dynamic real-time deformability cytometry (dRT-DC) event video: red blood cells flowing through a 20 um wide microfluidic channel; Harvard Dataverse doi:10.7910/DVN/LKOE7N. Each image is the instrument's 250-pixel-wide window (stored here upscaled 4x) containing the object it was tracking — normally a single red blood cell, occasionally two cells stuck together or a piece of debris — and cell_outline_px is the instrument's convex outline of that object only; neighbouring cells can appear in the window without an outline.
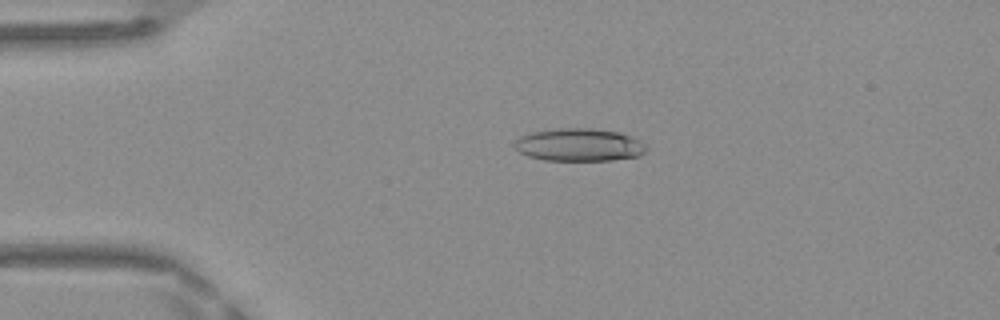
{"species": "Egyptian fruit bat (a non-hibernating species)", "species_latin": "Rousettus aegyptiacus", "temperature_condition": "warm", "stored_images_in_passage": 48, "camera_frame_rate_fps": 3000, "um_per_image_px": 0.085, "frame": {"image": 1, "passage_image": 10, "time_ms": 3.0, "image_size_px": [1000, 320], "cell_outline_px": [[648, 148], [640, 156], [612, 160], [544, 160], [528, 156], [520, 152], [512, 144], [520, 136], [532, 132], [556, 128], [592, 128], [616, 132], [628, 136], [644, 144]], "centroid_in_image_um": [49.19, 12.31], "position_along_channel_um": 35.8, "area_um2": 24.97}}
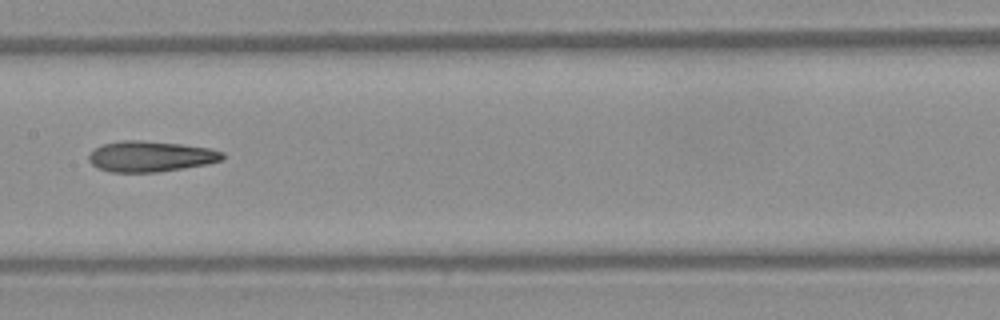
{"frame": {"image": 2, "passage_image": 24, "time_ms": 7.667, "image_size_px": [1000, 320], "cell_outline_px": [[224, 160], [208, 164], [184, 168], [156, 172], [112, 172], [96, 168], [88, 160], [88, 156], [96, 148], [104, 144], [120, 140], [136, 140], [180, 144], [212, 148], [224, 152]], "centroid_in_image_um": [12.83, 13.3], "position_along_channel_um": 194.6, "area_um2": 23.99}}
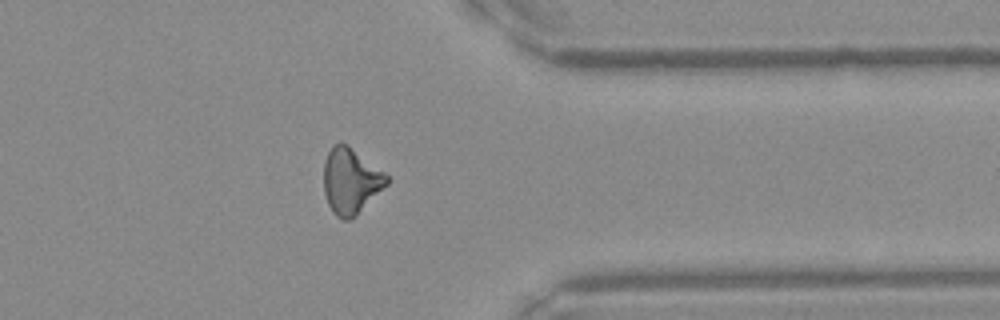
{"frame": {"image": 3, "passage_image": 38, "time_ms": 12.333, "image_size_px": [1000, 320], "cell_outline_px": [[388, 184], [356, 216], [348, 220], [344, 220], [336, 216], [332, 212], [328, 204], [324, 192], [324, 160], [332, 144], [348, 144], [384, 172], [388, 176]], "centroid_in_image_um": [29.8, 15.39], "position_along_channel_um": 381.6, "area_um2": 24.16}, "authors_computed_cell_mechanics": {"area_um2": 24.2182, "velocity_mm_per_s": 4.2146, "shape_relaxation_time_tau1_ms": null, "shape_relaxation_time_tau2_ms": 2.6974, "deformation_change_tau1": null, "deformation_change_tau2": 0.1232}}